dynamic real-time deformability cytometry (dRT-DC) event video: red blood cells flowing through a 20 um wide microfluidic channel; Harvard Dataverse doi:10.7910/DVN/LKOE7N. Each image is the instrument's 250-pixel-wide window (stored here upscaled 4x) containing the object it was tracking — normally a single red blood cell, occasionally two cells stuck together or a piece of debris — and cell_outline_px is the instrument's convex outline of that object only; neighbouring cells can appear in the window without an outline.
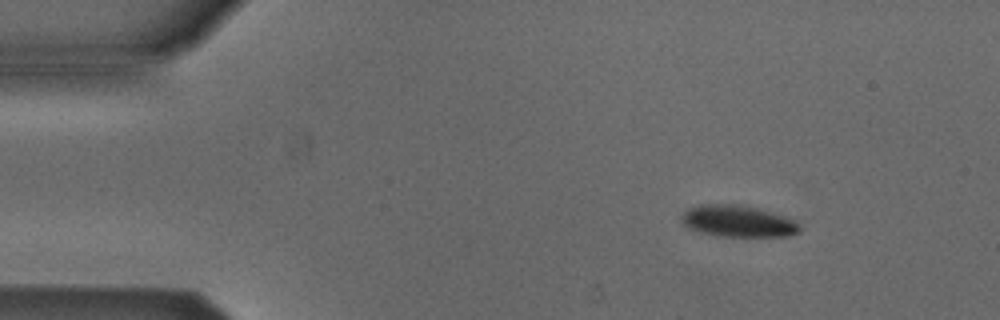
{"species": "Egyptian fruit bat (a non-hibernating species)", "species_latin": "Rousettus aegyptiacus", "temperature_condition": "cold", "stored_images_in_passage": 4, "camera_frame_rate_fps": 3000, "um_per_image_px": 0.085, "animal": {"sex": "male"}, "frame": {"image": 1, "passage_image": 1, "time_ms": 0.0, "image_size_px": [1000, 320], "cell_outline_px": [[800, 232], [788, 236], [716, 236], [688, 228], [680, 220], [680, 216], [688, 208], [700, 204], [736, 204], [756, 208], [784, 216], [792, 220], [800, 228]], "centroid_in_image_um": [62.66, 18.8], "position_along_channel_um": 22.3, "area_um2": 21.56}}
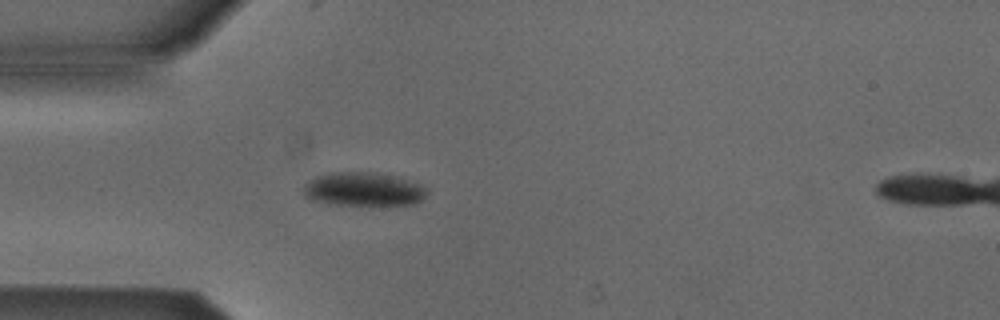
{"frame": {"image": 2, "passage_image": 3, "time_ms": 0.667, "image_size_px": [1000, 320], "cell_outline_px": [[424, 196], [416, 204], [368, 208], [328, 204], [312, 200], [304, 196], [300, 192], [300, 188], [308, 180], [316, 176], [328, 172], [368, 172], [392, 176], [424, 184]], "centroid_in_image_um": [30.81, 16.14], "position_along_channel_um": 54.2, "area_um2": 25.43}}